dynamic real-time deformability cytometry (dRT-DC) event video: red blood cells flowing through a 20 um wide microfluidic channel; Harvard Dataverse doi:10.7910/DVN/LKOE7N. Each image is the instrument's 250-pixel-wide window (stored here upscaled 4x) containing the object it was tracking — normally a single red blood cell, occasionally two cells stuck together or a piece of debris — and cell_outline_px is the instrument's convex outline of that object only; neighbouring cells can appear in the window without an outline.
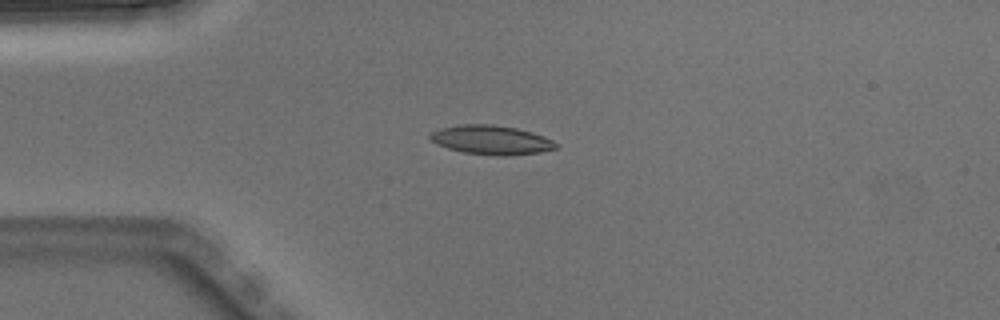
{"species": "Egyptian fruit bat (a non-hibernating species)", "species_latin": "Rousettus aegyptiacus", "temperature_condition": "warm", "stored_images_in_passage": 5, "camera_frame_rate_fps": 3000, "um_per_image_px": 0.085, "animal": {"sex": "male"}, "frame": {"image": 1, "passage_image": 3, "time_ms": 0.667, "image_size_px": [1000, 320], "cell_outline_px": [[556, 148], [540, 152], [504, 156], [464, 152], [448, 148], [436, 144], [428, 136], [432, 132], [440, 128], [460, 124], [492, 124], [516, 128], [532, 132], [544, 136], [552, 140], [556, 144]], "centroid_in_image_um": [41.74, 11.88], "position_along_channel_um": 43.3, "area_um2": 21.15}}
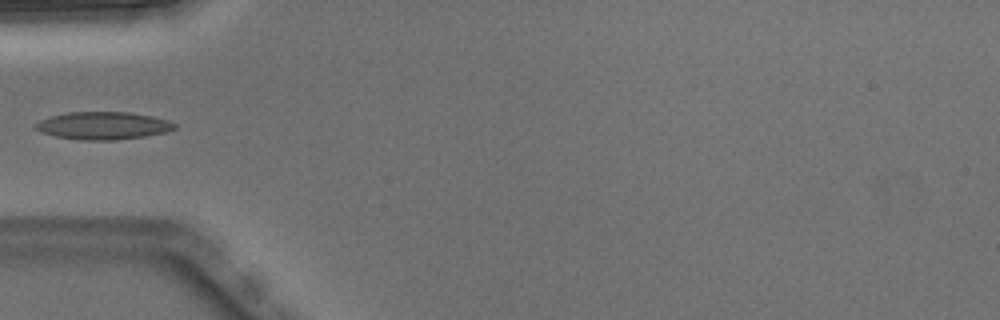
{"frame": {"image": 2, "passage_image": 4, "time_ms": 1.0, "image_size_px": [1000, 320], "cell_outline_px": [[176, 128], [164, 132], [144, 136], [116, 140], [80, 140], [56, 136], [40, 132], [32, 128], [32, 124], [40, 120], [52, 116], [68, 112], [128, 112], [152, 116], [168, 120], [176, 124]], "centroid_in_image_um": [8.71, 10.68], "position_along_channel_um": 76.3, "area_um2": 22.43}}